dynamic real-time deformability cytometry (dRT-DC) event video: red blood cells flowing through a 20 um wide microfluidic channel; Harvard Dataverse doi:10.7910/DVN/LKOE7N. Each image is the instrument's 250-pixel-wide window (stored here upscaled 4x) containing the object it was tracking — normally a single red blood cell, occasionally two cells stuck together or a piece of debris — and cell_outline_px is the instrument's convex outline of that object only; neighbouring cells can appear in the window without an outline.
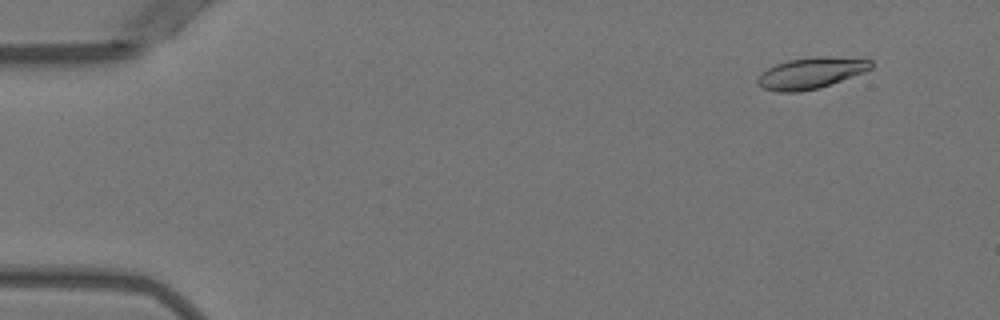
{"species": "Egyptian fruit bat (a non-hibernating species)", "species_latin": "Rousettus aegyptiacus", "temperature_condition": "warm", "stored_images_in_passage": 51, "camera_frame_rate_fps": 3000, "um_per_image_px": 0.085, "animal": {"sex": "female"}, "frame": {"image": 1, "passage_image": 4, "time_ms": 1.0, "image_size_px": [1000, 320], "cell_outline_px": [[872, 68], [864, 72], [820, 88], [800, 92], [776, 92], [764, 88], [756, 84], [756, 80], [760, 72], [776, 64], [788, 60], [816, 56], [828, 56], [872, 60]], "centroid_in_image_um": [68.89, 6.22], "position_along_channel_um": 16.1, "area_um2": 20.75}}
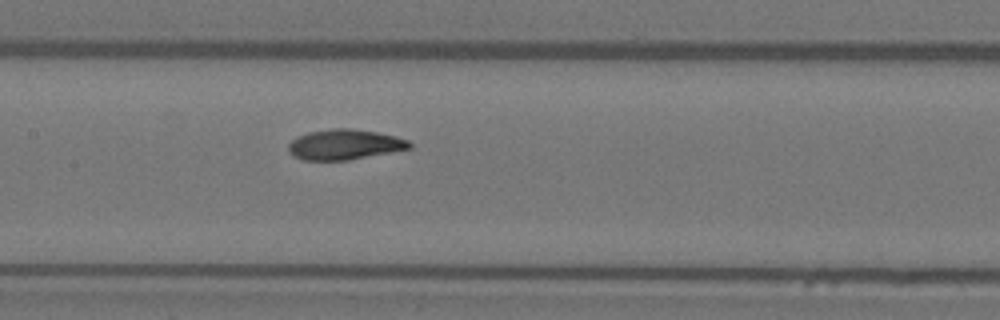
{"frame": {"image": 2, "passage_image": 25, "time_ms": 8.0, "image_size_px": [1000, 320], "cell_outline_px": [[412, 148], [348, 160], [304, 160], [292, 156], [288, 152], [288, 144], [296, 136], [308, 132], [332, 128], [352, 128], [376, 132], [396, 136], [408, 140], [412, 144]], "centroid_in_image_um": [29.26, 12.28], "position_along_channel_um": 178.1, "area_um2": 21.5}}
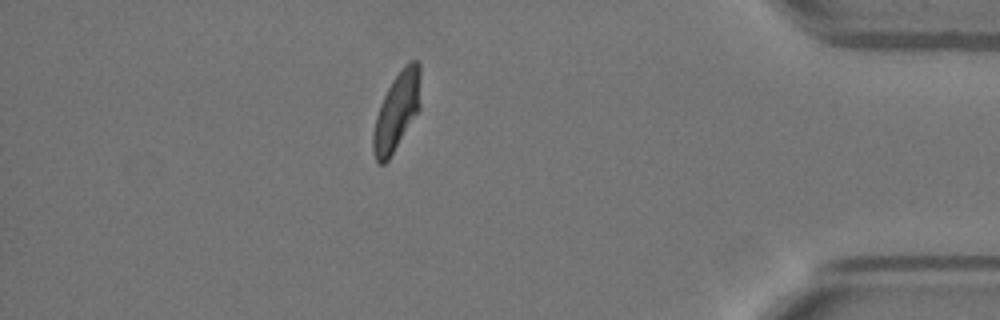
{"frame": {"image": 3, "passage_image": 45, "time_ms": 14.667, "image_size_px": [1000, 320], "cell_outline_px": [[420, 108], [388, 160], [384, 164], [380, 164], [376, 160], [372, 152], [372, 136], [376, 116], [380, 104], [392, 80], [404, 64], [412, 60], [416, 60], [420, 64]], "centroid_in_image_um": [33.72, 9.44], "position_along_channel_um": 401.5, "area_um2": 21.44}, "authors_computed_cell_mechanics": {"area_um2": 21.4438, "velocity_mm_per_s": 3.9368, "shape_relaxation_time_tau1_ms": 5.0546, "shape_relaxation_time_tau2_ms": 1.1264, "deformation_change_tau1": 0.1871, "deformation_change_tau2": 0.0608}}